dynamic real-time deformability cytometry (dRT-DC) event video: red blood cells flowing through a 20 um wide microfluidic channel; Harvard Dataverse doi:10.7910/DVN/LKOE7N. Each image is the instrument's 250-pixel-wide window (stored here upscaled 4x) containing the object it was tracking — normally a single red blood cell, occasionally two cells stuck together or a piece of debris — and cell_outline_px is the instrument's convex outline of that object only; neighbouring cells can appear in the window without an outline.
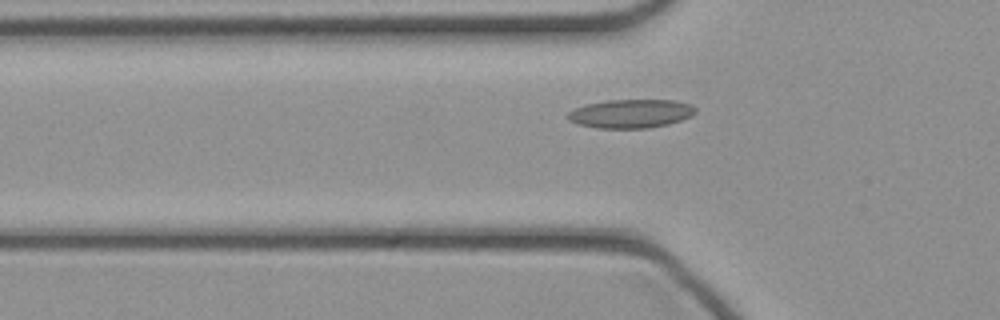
{"species": "common noctule bat (a hibernating species)", "species_latin": "Nyctalus noctula", "temperature_condition": "cold", "stored_images_in_passage": 39, "camera_frame_rate_fps": 3000, "um_per_image_px": 0.085, "animal": {"sex": "female", "body_mass_g": 21.9}, "frame": {"image": 1, "passage_image": 13, "time_ms": 4.0, "image_size_px": [1000, 320], "cell_outline_px": [[696, 112], [692, 116], [668, 124], [648, 128], [596, 128], [580, 124], [568, 120], [564, 116], [568, 112], [576, 108], [588, 104], [608, 100], [676, 100], [688, 104], [696, 108]], "centroid_in_image_um": [53.61, 9.66], "position_along_channel_um": 72.2, "area_um2": 21.27}}
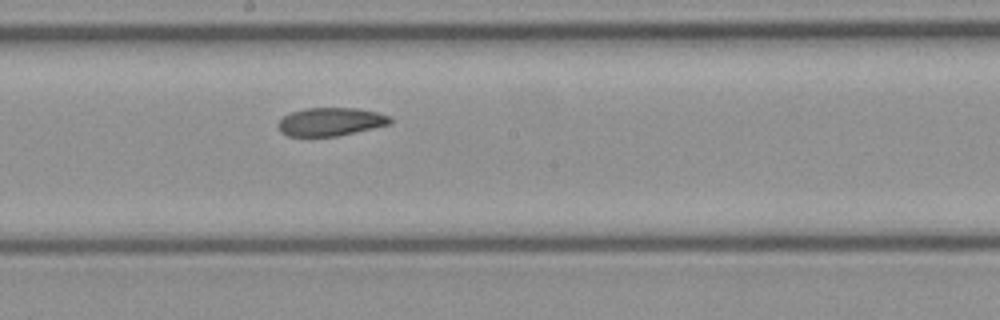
{"frame": {"image": 2, "passage_image": 23, "time_ms": 7.333, "image_size_px": [1000, 320], "cell_outline_px": [[392, 120], [388, 124], [372, 128], [336, 136], [288, 136], [280, 132], [276, 124], [284, 116], [292, 112], [304, 108], [356, 108], [380, 112], [388, 116]], "centroid_in_image_um": [28.06, 10.34], "position_along_channel_um": 220.1, "area_um2": 18.32}}
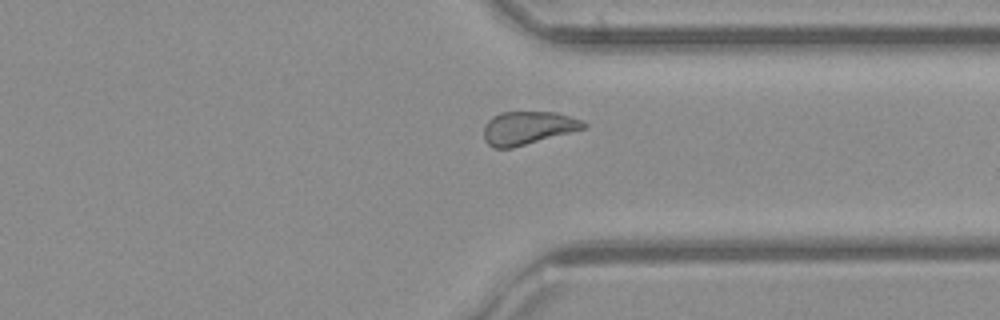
{"frame": {"image": 3, "passage_image": 33, "time_ms": 10.667, "image_size_px": [1000, 320], "cell_outline_px": [[588, 124], [584, 128], [512, 148], [492, 148], [484, 140], [484, 124], [492, 116], [500, 112], [556, 112], [580, 120]], "centroid_in_image_um": [44.8, 10.87], "position_along_channel_um": 366.6, "area_um2": 19.13}}